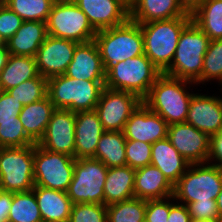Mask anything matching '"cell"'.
I'll list each match as a JSON object with an SVG mask.
<instances>
[{
    "label": "cell",
    "mask_w": 222,
    "mask_h": 222,
    "mask_svg": "<svg viewBox=\"0 0 222 222\" xmlns=\"http://www.w3.org/2000/svg\"><path fill=\"white\" fill-rule=\"evenodd\" d=\"M187 84L195 83L162 73L142 102L152 112L159 114L168 125L185 123L194 94L187 91Z\"/></svg>",
    "instance_id": "obj_1"
},
{
    "label": "cell",
    "mask_w": 222,
    "mask_h": 222,
    "mask_svg": "<svg viewBox=\"0 0 222 222\" xmlns=\"http://www.w3.org/2000/svg\"><path fill=\"white\" fill-rule=\"evenodd\" d=\"M191 20L188 12L182 17L140 24L144 54L162 73L170 67L181 32Z\"/></svg>",
    "instance_id": "obj_2"
},
{
    "label": "cell",
    "mask_w": 222,
    "mask_h": 222,
    "mask_svg": "<svg viewBox=\"0 0 222 222\" xmlns=\"http://www.w3.org/2000/svg\"><path fill=\"white\" fill-rule=\"evenodd\" d=\"M209 37L191 20L182 30L170 67L164 74L197 83Z\"/></svg>",
    "instance_id": "obj_3"
},
{
    "label": "cell",
    "mask_w": 222,
    "mask_h": 222,
    "mask_svg": "<svg viewBox=\"0 0 222 222\" xmlns=\"http://www.w3.org/2000/svg\"><path fill=\"white\" fill-rule=\"evenodd\" d=\"M94 41L105 71L116 63L144 54L140 24L131 19L121 25L97 31Z\"/></svg>",
    "instance_id": "obj_4"
},
{
    "label": "cell",
    "mask_w": 222,
    "mask_h": 222,
    "mask_svg": "<svg viewBox=\"0 0 222 222\" xmlns=\"http://www.w3.org/2000/svg\"><path fill=\"white\" fill-rule=\"evenodd\" d=\"M105 81H88L58 75L47 79V96L55 109L72 112L95 110Z\"/></svg>",
    "instance_id": "obj_5"
},
{
    "label": "cell",
    "mask_w": 222,
    "mask_h": 222,
    "mask_svg": "<svg viewBox=\"0 0 222 222\" xmlns=\"http://www.w3.org/2000/svg\"><path fill=\"white\" fill-rule=\"evenodd\" d=\"M161 74L142 54L112 65L106 71L105 87L133 93L143 100Z\"/></svg>",
    "instance_id": "obj_6"
},
{
    "label": "cell",
    "mask_w": 222,
    "mask_h": 222,
    "mask_svg": "<svg viewBox=\"0 0 222 222\" xmlns=\"http://www.w3.org/2000/svg\"><path fill=\"white\" fill-rule=\"evenodd\" d=\"M209 164V165H208ZM222 188V166L190 164L174 185L173 197L187 205L195 201L216 200Z\"/></svg>",
    "instance_id": "obj_7"
},
{
    "label": "cell",
    "mask_w": 222,
    "mask_h": 222,
    "mask_svg": "<svg viewBox=\"0 0 222 222\" xmlns=\"http://www.w3.org/2000/svg\"><path fill=\"white\" fill-rule=\"evenodd\" d=\"M35 144L0 147V190L26 192L34 188Z\"/></svg>",
    "instance_id": "obj_8"
},
{
    "label": "cell",
    "mask_w": 222,
    "mask_h": 222,
    "mask_svg": "<svg viewBox=\"0 0 222 222\" xmlns=\"http://www.w3.org/2000/svg\"><path fill=\"white\" fill-rule=\"evenodd\" d=\"M108 168L98 159L79 158L75 161L73 178L66 191L72 204H104V184Z\"/></svg>",
    "instance_id": "obj_9"
},
{
    "label": "cell",
    "mask_w": 222,
    "mask_h": 222,
    "mask_svg": "<svg viewBox=\"0 0 222 222\" xmlns=\"http://www.w3.org/2000/svg\"><path fill=\"white\" fill-rule=\"evenodd\" d=\"M46 27L48 35L77 43L93 41L97 33L75 2L54 3Z\"/></svg>",
    "instance_id": "obj_10"
},
{
    "label": "cell",
    "mask_w": 222,
    "mask_h": 222,
    "mask_svg": "<svg viewBox=\"0 0 222 222\" xmlns=\"http://www.w3.org/2000/svg\"><path fill=\"white\" fill-rule=\"evenodd\" d=\"M76 159L52 152L35 144L34 184L48 189L66 192L73 178Z\"/></svg>",
    "instance_id": "obj_11"
},
{
    "label": "cell",
    "mask_w": 222,
    "mask_h": 222,
    "mask_svg": "<svg viewBox=\"0 0 222 222\" xmlns=\"http://www.w3.org/2000/svg\"><path fill=\"white\" fill-rule=\"evenodd\" d=\"M142 100L135 94L104 87L95 111L105 131H123Z\"/></svg>",
    "instance_id": "obj_12"
},
{
    "label": "cell",
    "mask_w": 222,
    "mask_h": 222,
    "mask_svg": "<svg viewBox=\"0 0 222 222\" xmlns=\"http://www.w3.org/2000/svg\"><path fill=\"white\" fill-rule=\"evenodd\" d=\"M167 138L189 164L207 163L211 137L193 125L174 123L168 125Z\"/></svg>",
    "instance_id": "obj_13"
},
{
    "label": "cell",
    "mask_w": 222,
    "mask_h": 222,
    "mask_svg": "<svg viewBox=\"0 0 222 222\" xmlns=\"http://www.w3.org/2000/svg\"><path fill=\"white\" fill-rule=\"evenodd\" d=\"M75 115L68 109H55L44 136L37 144L49 151L75 158Z\"/></svg>",
    "instance_id": "obj_14"
},
{
    "label": "cell",
    "mask_w": 222,
    "mask_h": 222,
    "mask_svg": "<svg viewBox=\"0 0 222 222\" xmlns=\"http://www.w3.org/2000/svg\"><path fill=\"white\" fill-rule=\"evenodd\" d=\"M78 44L48 35L35 56L38 73L46 79L64 75Z\"/></svg>",
    "instance_id": "obj_15"
},
{
    "label": "cell",
    "mask_w": 222,
    "mask_h": 222,
    "mask_svg": "<svg viewBox=\"0 0 222 222\" xmlns=\"http://www.w3.org/2000/svg\"><path fill=\"white\" fill-rule=\"evenodd\" d=\"M167 131V122L141 102L126 122L123 133L126 140L153 144L166 138Z\"/></svg>",
    "instance_id": "obj_16"
},
{
    "label": "cell",
    "mask_w": 222,
    "mask_h": 222,
    "mask_svg": "<svg viewBox=\"0 0 222 222\" xmlns=\"http://www.w3.org/2000/svg\"><path fill=\"white\" fill-rule=\"evenodd\" d=\"M185 123L210 137L222 130V101L219 96L193 94Z\"/></svg>",
    "instance_id": "obj_17"
},
{
    "label": "cell",
    "mask_w": 222,
    "mask_h": 222,
    "mask_svg": "<svg viewBox=\"0 0 222 222\" xmlns=\"http://www.w3.org/2000/svg\"><path fill=\"white\" fill-rule=\"evenodd\" d=\"M66 76L88 81H105L106 71L96 42L79 43L72 61L65 72Z\"/></svg>",
    "instance_id": "obj_18"
},
{
    "label": "cell",
    "mask_w": 222,
    "mask_h": 222,
    "mask_svg": "<svg viewBox=\"0 0 222 222\" xmlns=\"http://www.w3.org/2000/svg\"><path fill=\"white\" fill-rule=\"evenodd\" d=\"M94 30L101 31L125 23L129 11L117 0H75Z\"/></svg>",
    "instance_id": "obj_19"
},
{
    "label": "cell",
    "mask_w": 222,
    "mask_h": 222,
    "mask_svg": "<svg viewBox=\"0 0 222 222\" xmlns=\"http://www.w3.org/2000/svg\"><path fill=\"white\" fill-rule=\"evenodd\" d=\"M104 132L95 110L76 112L75 159L93 157Z\"/></svg>",
    "instance_id": "obj_20"
},
{
    "label": "cell",
    "mask_w": 222,
    "mask_h": 222,
    "mask_svg": "<svg viewBox=\"0 0 222 222\" xmlns=\"http://www.w3.org/2000/svg\"><path fill=\"white\" fill-rule=\"evenodd\" d=\"M174 186L155 166L147 165L136 169L134 198L142 200L163 199L173 196Z\"/></svg>",
    "instance_id": "obj_21"
},
{
    "label": "cell",
    "mask_w": 222,
    "mask_h": 222,
    "mask_svg": "<svg viewBox=\"0 0 222 222\" xmlns=\"http://www.w3.org/2000/svg\"><path fill=\"white\" fill-rule=\"evenodd\" d=\"M151 165L157 167L173 186L190 166L167 137L152 144Z\"/></svg>",
    "instance_id": "obj_22"
},
{
    "label": "cell",
    "mask_w": 222,
    "mask_h": 222,
    "mask_svg": "<svg viewBox=\"0 0 222 222\" xmlns=\"http://www.w3.org/2000/svg\"><path fill=\"white\" fill-rule=\"evenodd\" d=\"M188 11L179 0H136L129 19L142 24L185 16Z\"/></svg>",
    "instance_id": "obj_23"
},
{
    "label": "cell",
    "mask_w": 222,
    "mask_h": 222,
    "mask_svg": "<svg viewBox=\"0 0 222 222\" xmlns=\"http://www.w3.org/2000/svg\"><path fill=\"white\" fill-rule=\"evenodd\" d=\"M48 36L46 22L23 21L21 27L7 40L10 54L35 57Z\"/></svg>",
    "instance_id": "obj_24"
},
{
    "label": "cell",
    "mask_w": 222,
    "mask_h": 222,
    "mask_svg": "<svg viewBox=\"0 0 222 222\" xmlns=\"http://www.w3.org/2000/svg\"><path fill=\"white\" fill-rule=\"evenodd\" d=\"M135 171L127 165L108 168L104 184V205L134 198Z\"/></svg>",
    "instance_id": "obj_25"
},
{
    "label": "cell",
    "mask_w": 222,
    "mask_h": 222,
    "mask_svg": "<svg viewBox=\"0 0 222 222\" xmlns=\"http://www.w3.org/2000/svg\"><path fill=\"white\" fill-rule=\"evenodd\" d=\"M43 221L69 220L72 202L66 192L34 186L32 189Z\"/></svg>",
    "instance_id": "obj_26"
},
{
    "label": "cell",
    "mask_w": 222,
    "mask_h": 222,
    "mask_svg": "<svg viewBox=\"0 0 222 222\" xmlns=\"http://www.w3.org/2000/svg\"><path fill=\"white\" fill-rule=\"evenodd\" d=\"M55 107L49 97L25 105L19 114V119L26 134L35 142L44 136L47 125Z\"/></svg>",
    "instance_id": "obj_27"
},
{
    "label": "cell",
    "mask_w": 222,
    "mask_h": 222,
    "mask_svg": "<svg viewBox=\"0 0 222 222\" xmlns=\"http://www.w3.org/2000/svg\"><path fill=\"white\" fill-rule=\"evenodd\" d=\"M39 75L36 58L11 54L6 66L0 72V85L4 91Z\"/></svg>",
    "instance_id": "obj_28"
},
{
    "label": "cell",
    "mask_w": 222,
    "mask_h": 222,
    "mask_svg": "<svg viewBox=\"0 0 222 222\" xmlns=\"http://www.w3.org/2000/svg\"><path fill=\"white\" fill-rule=\"evenodd\" d=\"M125 144L123 131H105L92 158L98 159L107 168L124 166L126 165Z\"/></svg>",
    "instance_id": "obj_29"
},
{
    "label": "cell",
    "mask_w": 222,
    "mask_h": 222,
    "mask_svg": "<svg viewBox=\"0 0 222 222\" xmlns=\"http://www.w3.org/2000/svg\"><path fill=\"white\" fill-rule=\"evenodd\" d=\"M191 17L210 40L222 39V0H204L191 12Z\"/></svg>",
    "instance_id": "obj_30"
},
{
    "label": "cell",
    "mask_w": 222,
    "mask_h": 222,
    "mask_svg": "<svg viewBox=\"0 0 222 222\" xmlns=\"http://www.w3.org/2000/svg\"><path fill=\"white\" fill-rule=\"evenodd\" d=\"M39 207L33 190L12 192V205L8 222H42Z\"/></svg>",
    "instance_id": "obj_31"
},
{
    "label": "cell",
    "mask_w": 222,
    "mask_h": 222,
    "mask_svg": "<svg viewBox=\"0 0 222 222\" xmlns=\"http://www.w3.org/2000/svg\"><path fill=\"white\" fill-rule=\"evenodd\" d=\"M146 200L132 198L107 205V222H145Z\"/></svg>",
    "instance_id": "obj_32"
},
{
    "label": "cell",
    "mask_w": 222,
    "mask_h": 222,
    "mask_svg": "<svg viewBox=\"0 0 222 222\" xmlns=\"http://www.w3.org/2000/svg\"><path fill=\"white\" fill-rule=\"evenodd\" d=\"M12 11L17 13L23 21L46 22L53 0H1Z\"/></svg>",
    "instance_id": "obj_33"
},
{
    "label": "cell",
    "mask_w": 222,
    "mask_h": 222,
    "mask_svg": "<svg viewBox=\"0 0 222 222\" xmlns=\"http://www.w3.org/2000/svg\"><path fill=\"white\" fill-rule=\"evenodd\" d=\"M7 92L23 106L47 97V79L40 74L33 79L26 80Z\"/></svg>",
    "instance_id": "obj_34"
},
{
    "label": "cell",
    "mask_w": 222,
    "mask_h": 222,
    "mask_svg": "<svg viewBox=\"0 0 222 222\" xmlns=\"http://www.w3.org/2000/svg\"><path fill=\"white\" fill-rule=\"evenodd\" d=\"M214 79L222 85V39L210 40L204 55L201 78L196 84Z\"/></svg>",
    "instance_id": "obj_35"
},
{
    "label": "cell",
    "mask_w": 222,
    "mask_h": 222,
    "mask_svg": "<svg viewBox=\"0 0 222 222\" xmlns=\"http://www.w3.org/2000/svg\"><path fill=\"white\" fill-rule=\"evenodd\" d=\"M36 144L18 121L0 122V147H24Z\"/></svg>",
    "instance_id": "obj_36"
},
{
    "label": "cell",
    "mask_w": 222,
    "mask_h": 222,
    "mask_svg": "<svg viewBox=\"0 0 222 222\" xmlns=\"http://www.w3.org/2000/svg\"><path fill=\"white\" fill-rule=\"evenodd\" d=\"M69 222H107V206L95 203L73 204Z\"/></svg>",
    "instance_id": "obj_37"
},
{
    "label": "cell",
    "mask_w": 222,
    "mask_h": 222,
    "mask_svg": "<svg viewBox=\"0 0 222 222\" xmlns=\"http://www.w3.org/2000/svg\"><path fill=\"white\" fill-rule=\"evenodd\" d=\"M152 144L136 140H126V165L138 169L151 164Z\"/></svg>",
    "instance_id": "obj_38"
},
{
    "label": "cell",
    "mask_w": 222,
    "mask_h": 222,
    "mask_svg": "<svg viewBox=\"0 0 222 222\" xmlns=\"http://www.w3.org/2000/svg\"><path fill=\"white\" fill-rule=\"evenodd\" d=\"M23 19L0 0V34L7 41L21 27Z\"/></svg>",
    "instance_id": "obj_39"
},
{
    "label": "cell",
    "mask_w": 222,
    "mask_h": 222,
    "mask_svg": "<svg viewBox=\"0 0 222 222\" xmlns=\"http://www.w3.org/2000/svg\"><path fill=\"white\" fill-rule=\"evenodd\" d=\"M173 196L146 201L145 222H167Z\"/></svg>",
    "instance_id": "obj_40"
},
{
    "label": "cell",
    "mask_w": 222,
    "mask_h": 222,
    "mask_svg": "<svg viewBox=\"0 0 222 222\" xmlns=\"http://www.w3.org/2000/svg\"><path fill=\"white\" fill-rule=\"evenodd\" d=\"M186 206L191 218L220 222L216 200L195 201Z\"/></svg>",
    "instance_id": "obj_41"
},
{
    "label": "cell",
    "mask_w": 222,
    "mask_h": 222,
    "mask_svg": "<svg viewBox=\"0 0 222 222\" xmlns=\"http://www.w3.org/2000/svg\"><path fill=\"white\" fill-rule=\"evenodd\" d=\"M23 104L4 91L0 97V122L18 121Z\"/></svg>",
    "instance_id": "obj_42"
},
{
    "label": "cell",
    "mask_w": 222,
    "mask_h": 222,
    "mask_svg": "<svg viewBox=\"0 0 222 222\" xmlns=\"http://www.w3.org/2000/svg\"><path fill=\"white\" fill-rule=\"evenodd\" d=\"M177 203V204H176ZM170 202V212L167 222H190L191 216L185 204Z\"/></svg>",
    "instance_id": "obj_43"
},
{
    "label": "cell",
    "mask_w": 222,
    "mask_h": 222,
    "mask_svg": "<svg viewBox=\"0 0 222 222\" xmlns=\"http://www.w3.org/2000/svg\"><path fill=\"white\" fill-rule=\"evenodd\" d=\"M213 159L215 165L222 166V130L218 134L211 136L208 163H212Z\"/></svg>",
    "instance_id": "obj_44"
},
{
    "label": "cell",
    "mask_w": 222,
    "mask_h": 222,
    "mask_svg": "<svg viewBox=\"0 0 222 222\" xmlns=\"http://www.w3.org/2000/svg\"><path fill=\"white\" fill-rule=\"evenodd\" d=\"M11 205L12 192L0 190V222H8Z\"/></svg>",
    "instance_id": "obj_45"
},
{
    "label": "cell",
    "mask_w": 222,
    "mask_h": 222,
    "mask_svg": "<svg viewBox=\"0 0 222 222\" xmlns=\"http://www.w3.org/2000/svg\"><path fill=\"white\" fill-rule=\"evenodd\" d=\"M188 12H192L204 0H179Z\"/></svg>",
    "instance_id": "obj_46"
},
{
    "label": "cell",
    "mask_w": 222,
    "mask_h": 222,
    "mask_svg": "<svg viewBox=\"0 0 222 222\" xmlns=\"http://www.w3.org/2000/svg\"><path fill=\"white\" fill-rule=\"evenodd\" d=\"M10 55L11 54L9 53L7 47L0 48V72L6 66Z\"/></svg>",
    "instance_id": "obj_47"
},
{
    "label": "cell",
    "mask_w": 222,
    "mask_h": 222,
    "mask_svg": "<svg viewBox=\"0 0 222 222\" xmlns=\"http://www.w3.org/2000/svg\"><path fill=\"white\" fill-rule=\"evenodd\" d=\"M216 204H217V211L219 214V219H220V222H222V188L219 195L217 196Z\"/></svg>",
    "instance_id": "obj_48"
},
{
    "label": "cell",
    "mask_w": 222,
    "mask_h": 222,
    "mask_svg": "<svg viewBox=\"0 0 222 222\" xmlns=\"http://www.w3.org/2000/svg\"><path fill=\"white\" fill-rule=\"evenodd\" d=\"M121 5H123L129 12L134 7L136 0H117Z\"/></svg>",
    "instance_id": "obj_49"
},
{
    "label": "cell",
    "mask_w": 222,
    "mask_h": 222,
    "mask_svg": "<svg viewBox=\"0 0 222 222\" xmlns=\"http://www.w3.org/2000/svg\"><path fill=\"white\" fill-rule=\"evenodd\" d=\"M7 47V41L5 38L0 34V48Z\"/></svg>",
    "instance_id": "obj_50"
},
{
    "label": "cell",
    "mask_w": 222,
    "mask_h": 222,
    "mask_svg": "<svg viewBox=\"0 0 222 222\" xmlns=\"http://www.w3.org/2000/svg\"><path fill=\"white\" fill-rule=\"evenodd\" d=\"M190 222H214V221L191 218Z\"/></svg>",
    "instance_id": "obj_51"
},
{
    "label": "cell",
    "mask_w": 222,
    "mask_h": 222,
    "mask_svg": "<svg viewBox=\"0 0 222 222\" xmlns=\"http://www.w3.org/2000/svg\"><path fill=\"white\" fill-rule=\"evenodd\" d=\"M54 3L75 2V0H53Z\"/></svg>",
    "instance_id": "obj_52"
},
{
    "label": "cell",
    "mask_w": 222,
    "mask_h": 222,
    "mask_svg": "<svg viewBox=\"0 0 222 222\" xmlns=\"http://www.w3.org/2000/svg\"><path fill=\"white\" fill-rule=\"evenodd\" d=\"M42 222H69V220H52V221H42Z\"/></svg>",
    "instance_id": "obj_53"
},
{
    "label": "cell",
    "mask_w": 222,
    "mask_h": 222,
    "mask_svg": "<svg viewBox=\"0 0 222 222\" xmlns=\"http://www.w3.org/2000/svg\"><path fill=\"white\" fill-rule=\"evenodd\" d=\"M3 92H4V90H3V88H2L1 85H0V97H1V95H2Z\"/></svg>",
    "instance_id": "obj_54"
}]
</instances>
